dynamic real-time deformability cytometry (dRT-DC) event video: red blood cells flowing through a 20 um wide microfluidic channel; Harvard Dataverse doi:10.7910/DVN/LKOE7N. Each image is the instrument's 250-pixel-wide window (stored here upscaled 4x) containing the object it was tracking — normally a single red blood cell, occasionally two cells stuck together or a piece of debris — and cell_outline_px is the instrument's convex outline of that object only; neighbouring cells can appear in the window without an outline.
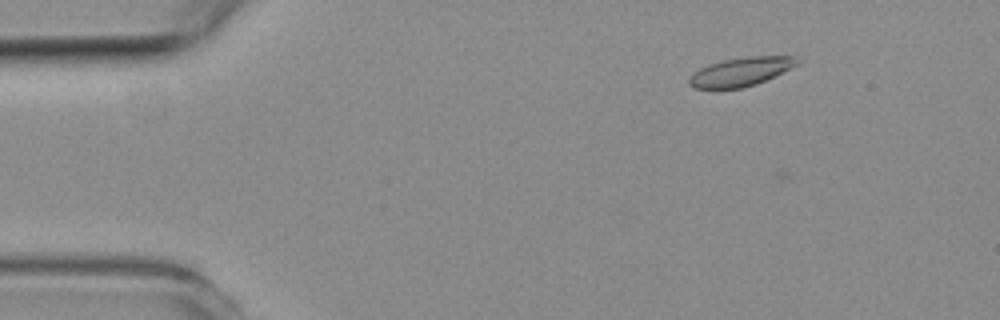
{"species": "common noctule bat (a hibernating species)", "species_latin": "Nyctalus noctula", "temperature_condition": "room temperature", "stored_images_in_passage": 3, "camera_frame_rate_fps": 3000, "um_per_image_px": 0.085, "animal": {"sex": "female", "body_mass_g": 19.3, "forearm_length_mm": 54.1}, "frame": {"image": 1, "passage_image": 1, "time_ms": 0.0, "image_size_px": [1000, 320], "cell_outline_px": [[800, 64], [756, 84], [740, 88], [696, 88], [688, 84], [688, 80], [692, 72], [708, 64], [724, 60], [748, 56], [796, 56]], "centroid_in_image_um": [62.96, 6.09], "position_along_channel_um": 22.0, "area_um2": 17.98}}